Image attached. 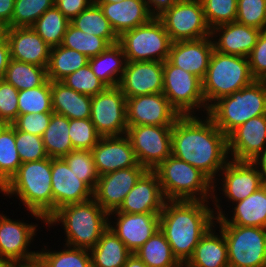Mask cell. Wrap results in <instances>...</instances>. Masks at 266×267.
<instances>
[{"label": "cell", "mask_w": 266, "mask_h": 267, "mask_svg": "<svg viewBox=\"0 0 266 267\" xmlns=\"http://www.w3.org/2000/svg\"><path fill=\"white\" fill-rule=\"evenodd\" d=\"M90 119L101 136L127 133L126 97L118 86L107 87L92 97Z\"/></svg>", "instance_id": "cell-13"}, {"label": "cell", "mask_w": 266, "mask_h": 267, "mask_svg": "<svg viewBox=\"0 0 266 267\" xmlns=\"http://www.w3.org/2000/svg\"><path fill=\"white\" fill-rule=\"evenodd\" d=\"M16 264L17 263L9 259L0 258V267H15Z\"/></svg>", "instance_id": "cell-60"}, {"label": "cell", "mask_w": 266, "mask_h": 267, "mask_svg": "<svg viewBox=\"0 0 266 267\" xmlns=\"http://www.w3.org/2000/svg\"><path fill=\"white\" fill-rule=\"evenodd\" d=\"M129 137L138 163L147 170H154L171 156L172 126H128Z\"/></svg>", "instance_id": "cell-12"}, {"label": "cell", "mask_w": 266, "mask_h": 267, "mask_svg": "<svg viewBox=\"0 0 266 267\" xmlns=\"http://www.w3.org/2000/svg\"><path fill=\"white\" fill-rule=\"evenodd\" d=\"M146 171L145 167H130L101 175L93 190V199L108 214L116 211Z\"/></svg>", "instance_id": "cell-18"}, {"label": "cell", "mask_w": 266, "mask_h": 267, "mask_svg": "<svg viewBox=\"0 0 266 267\" xmlns=\"http://www.w3.org/2000/svg\"><path fill=\"white\" fill-rule=\"evenodd\" d=\"M204 15L211 30L218 25L231 23L237 17V0H201Z\"/></svg>", "instance_id": "cell-46"}, {"label": "cell", "mask_w": 266, "mask_h": 267, "mask_svg": "<svg viewBox=\"0 0 266 267\" xmlns=\"http://www.w3.org/2000/svg\"><path fill=\"white\" fill-rule=\"evenodd\" d=\"M122 0H92V3L95 5H100V4H107V3H116Z\"/></svg>", "instance_id": "cell-63"}, {"label": "cell", "mask_w": 266, "mask_h": 267, "mask_svg": "<svg viewBox=\"0 0 266 267\" xmlns=\"http://www.w3.org/2000/svg\"><path fill=\"white\" fill-rule=\"evenodd\" d=\"M7 26L0 21V42L6 38Z\"/></svg>", "instance_id": "cell-62"}, {"label": "cell", "mask_w": 266, "mask_h": 267, "mask_svg": "<svg viewBox=\"0 0 266 267\" xmlns=\"http://www.w3.org/2000/svg\"><path fill=\"white\" fill-rule=\"evenodd\" d=\"M108 216L109 214L92 198L82 203L60 207L46 220V227L63 225L66 234L65 245L90 250L108 228Z\"/></svg>", "instance_id": "cell-4"}, {"label": "cell", "mask_w": 266, "mask_h": 267, "mask_svg": "<svg viewBox=\"0 0 266 267\" xmlns=\"http://www.w3.org/2000/svg\"><path fill=\"white\" fill-rule=\"evenodd\" d=\"M123 267H148L135 253H132Z\"/></svg>", "instance_id": "cell-58"}, {"label": "cell", "mask_w": 266, "mask_h": 267, "mask_svg": "<svg viewBox=\"0 0 266 267\" xmlns=\"http://www.w3.org/2000/svg\"><path fill=\"white\" fill-rule=\"evenodd\" d=\"M251 162L256 166L263 179L266 181V148L253 158Z\"/></svg>", "instance_id": "cell-57"}, {"label": "cell", "mask_w": 266, "mask_h": 267, "mask_svg": "<svg viewBox=\"0 0 266 267\" xmlns=\"http://www.w3.org/2000/svg\"><path fill=\"white\" fill-rule=\"evenodd\" d=\"M165 201L157 174L147 170L113 212L161 213Z\"/></svg>", "instance_id": "cell-25"}, {"label": "cell", "mask_w": 266, "mask_h": 267, "mask_svg": "<svg viewBox=\"0 0 266 267\" xmlns=\"http://www.w3.org/2000/svg\"><path fill=\"white\" fill-rule=\"evenodd\" d=\"M24 220H12L0 213V258L9 259L17 264L37 260L38 250L31 247L38 224L25 223Z\"/></svg>", "instance_id": "cell-14"}, {"label": "cell", "mask_w": 266, "mask_h": 267, "mask_svg": "<svg viewBox=\"0 0 266 267\" xmlns=\"http://www.w3.org/2000/svg\"><path fill=\"white\" fill-rule=\"evenodd\" d=\"M213 50L214 43L211 36L173 42L167 60L176 67L197 76L202 81L207 72Z\"/></svg>", "instance_id": "cell-24"}, {"label": "cell", "mask_w": 266, "mask_h": 267, "mask_svg": "<svg viewBox=\"0 0 266 267\" xmlns=\"http://www.w3.org/2000/svg\"><path fill=\"white\" fill-rule=\"evenodd\" d=\"M21 164L15 145V127L11 124L0 134V190L17 173Z\"/></svg>", "instance_id": "cell-40"}, {"label": "cell", "mask_w": 266, "mask_h": 267, "mask_svg": "<svg viewBox=\"0 0 266 267\" xmlns=\"http://www.w3.org/2000/svg\"><path fill=\"white\" fill-rule=\"evenodd\" d=\"M118 87L126 98L161 93L163 62L127 61Z\"/></svg>", "instance_id": "cell-20"}, {"label": "cell", "mask_w": 266, "mask_h": 267, "mask_svg": "<svg viewBox=\"0 0 266 267\" xmlns=\"http://www.w3.org/2000/svg\"><path fill=\"white\" fill-rule=\"evenodd\" d=\"M126 57L117 43L110 45L97 56L89 58L88 64L93 73L107 86L117 87L122 78Z\"/></svg>", "instance_id": "cell-31"}, {"label": "cell", "mask_w": 266, "mask_h": 267, "mask_svg": "<svg viewBox=\"0 0 266 267\" xmlns=\"http://www.w3.org/2000/svg\"><path fill=\"white\" fill-rule=\"evenodd\" d=\"M162 93L180 116L195 115L196 111L200 113V110L203 113L205 111V115L208 113L209 108L202 92V81L168 60L163 62Z\"/></svg>", "instance_id": "cell-9"}, {"label": "cell", "mask_w": 266, "mask_h": 267, "mask_svg": "<svg viewBox=\"0 0 266 267\" xmlns=\"http://www.w3.org/2000/svg\"><path fill=\"white\" fill-rule=\"evenodd\" d=\"M127 125L173 126L180 114L161 93L126 98Z\"/></svg>", "instance_id": "cell-16"}, {"label": "cell", "mask_w": 266, "mask_h": 267, "mask_svg": "<svg viewBox=\"0 0 266 267\" xmlns=\"http://www.w3.org/2000/svg\"><path fill=\"white\" fill-rule=\"evenodd\" d=\"M10 60V46L7 38H5L2 42H0V80H3Z\"/></svg>", "instance_id": "cell-55"}, {"label": "cell", "mask_w": 266, "mask_h": 267, "mask_svg": "<svg viewBox=\"0 0 266 267\" xmlns=\"http://www.w3.org/2000/svg\"><path fill=\"white\" fill-rule=\"evenodd\" d=\"M216 229L214 224L201 237L192 257L186 263L188 267H229L223 231L219 228L218 234Z\"/></svg>", "instance_id": "cell-29"}, {"label": "cell", "mask_w": 266, "mask_h": 267, "mask_svg": "<svg viewBox=\"0 0 266 267\" xmlns=\"http://www.w3.org/2000/svg\"><path fill=\"white\" fill-rule=\"evenodd\" d=\"M207 115L226 136L249 119L266 115V81L255 80L219 98L209 107Z\"/></svg>", "instance_id": "cell-5"}, {"label": "cell", "mask_w": 266, "mask_h": 267, "mask_svg": "<svg viewBox=\"0 0 266 267\" xmlns=\"http://www.w3.org/2000/svg\"><path fill=\"white\" fill-rule=\"evenodd\" d=\"M197 116H180L175 121L171 155L199 169L214 183L230 157L227 136L207 114Z\"/></svg>", "instance_id": "cell-1"}, {"label": "cell", "mask_w": 266, "mask_h": 267, "mask_svg": "<svg viewBox=\"0 0 266 267\" xmlns=\"http://www.w3.org/2000/svg\"><path fill=\"white\" fill-rule=\"evenodd\" d=\"M53 213L60 207L93 198V191L71 171L63 158H51Z\"/></svg>", "instance_id": "cell-22"}, {"label": "cell", "mask_w": 266, "mask_h": 267, "mask_svg": "<svg viewBox=\"0 0 266 267\" xmlns=\"http://www.w3.org/2000/svg\"><path fill=\"white\" fill-rule=\"evenodd\" d=\"M3 80L18 91L40 87L47 80V68L11 59Z\"/></svg>", "instance_id": "cell-36"}, {"label": "cell", "mask_w": 266, "mask_h": 267, "mask_svg": "<svg viewBox=\"0 0 266 267\" xmlns=\"http://www.w3.org/2000/svg\"><path fill=\"white\" fill-rule=\"evenodd\" d=\"M11 59L48 67L51 47L32 27L7 28Z\"/></svg>", "instance_id": "cell-26"}, {"label": "cell", "mask_w": 266, "mask_h": 267, "mask_svg": "<svg viewBox=\"0 0 266 267\" xmlns=\"http://www.w3.org/2000/svg\"><path fill=\"white\" fill-rule=\"evenodd\" d=\"M254 81L248 57L223 54L214 49L202 79V92L207 107Z\"/></svg>", "instance_id": "cell-7"}, {"label": "cell", "mask_w": 266, "mask_h": 267, "mask_svg": "<svg viewBox=\"0 0 266 267\" xmlns=\"http://www.w3.org/2000/svg\"><path fill=\"white\" fill-rule=\"evenodd\" d=\"M11 126V123H9L5 118L0 116V134L4 132L7 128Z\"/></svg>", "instance_id": "cell-59"}, {"label": "cell", "mask_w": 266, "mask_h": 267, "mask_svg": "<svg viewBox=\"0 0 266 267\" xmlns=\"http://www.w3.org/2000/svg\"><path fill=\"white\" fill-rule=\"evenodd\" d=\"M126 61H160L168 59L172 41L159 18L132 30L123 32L118 37Z\"/></svg>", "instance_id": "cell-8"}, {"label": "cell", "mask_w": 266, "mask_h": 267, "mask_svg": "<svg viewBox=\"0 0 266 267\" xmlns=\"http://www.w3.org/2000/svg\"><path fill=\"white\" fill-rule=\"evenodd\" d=\"M58 10L71 21L92 4V0H54Z\"/></svg>", "instance_id": "cell-53"}, {"label": "cell", "mask_w": 266, "mask_h": 267, "mask_svg": "<svg viewBox=\"0 0 266 267\" xmlns=\"http://www.w3.org/2000/svg\"><path fill=\"white\" fill-rule=\"evenodd\" d=\"M43 112H53L49 79L40 87L20 90L18 93V115Z\"/></svg>", "instance_id": "cell-42"}, {"label": "cell", "mask_w": 266, "mask_h": 267, "mask_svg": "<svg viewBox=\"0 0 266 267\" xmlns=\"http://www.w3.org/2000/svg\"><path fill=\"white\" fill-rule=\"evenodd\" d=\"M70 23L84 33L104 38L110 45L118 43V36L98 5L92 3Z\"/></svg>", "instance_id": "cell-37"}, {"label": "cell", "mask_w": 266, "mask_h": 267, "mask_svg": "<svg viewBox=\"0 0 266 267\" xmlns=\"http://www.w3.org/2000/svg\"><path fill=\"white\" fill-rule=\"evenodd\" d=\"M153 171L165 200L212 201L213 182L189 163L171 155Z\"/></svg>", "instance_id": "cell-6"}, {"label": "cell", "mask_w": 266, "mask_h": 267, "mask_svg": "<svg viewBox=\"0 0 266 267\" xmlns=\"http://www.w3.org/2000/svg\"><path fill=\"white\" fill-rule=\"evenodd\" d=\"M18 93L13 85L0 80V116L11 124L18 117Z\"/></svg>", "instance_id": "cell-51"}, {"label": "cell", "mask_w": 266, "mask_h": 267, "mask_svg": "<svg viewBox=\"0 0 266 267\" xmlns=\"http://www.w3.org/2000/svg\"><path fill=\"white\" fill-rule=\"evenodd\" d=\"M92 97L76 92L61 81H51V102L55 114L68 119H88Z\"/></svg>", "instance_id": "cell-30"}, {"label": "cell", "mask_w": 266, "mask_h": 267, "mask_svg": "<svg viewBox=\"0 0 266 267\" xmlns=\"http://www.w3.org/2000/svg\"><path fill=\"white\" fill-rule=\"evenodd\" d=\"M61 82L76 92L90 97L103 92L107 88V86L93 73L89 64L79 68L74 73L67 75Z\"/></svg>", "instance_id": "cell-45"}, {"label": "cell", "mask_w": 266, "mask_h": 267, "mask_svg": "<svg viewBox=\"0 0 266 267\" xmlns=\"http://www.w3.org/2000/svg\"><path fill=\"white\" fill-rule=\"evenodd\" d=\"M69 136L74 149L89 150L102 137L95 129L91 119H69Z\"/></svg>", "instance_id": "cell-47"}, {"label": "cell", "mask_w": 266, "mask_h": 267, "mask_svg": "<svg viewBox=\"0 0 266 267\" xmlns=\"http://www.w3.org/2000/svg\"><path fill=\"white\" fill-rule=\"evenodd\" d=\"M63 159L71 171L93 191L100 175L94 163L92 152L89 150L73 149Z\"/></svg>", "instance_id": "cell-43"}, {"label": "cell", "mask_w": 266, "mask_h": 267, "mask_svg": "<svg viewBox=\"0 0 266 267\" xmlns=\"http://www.w3.org/2000/svg\"><path fill=\"white\" fill-rule=\"evenodd\" d=\"M261 31L234 21L215 26L211 30V37L214 49L218 52L248 57L256 45Z\"/></svg>", "instance_id": "cell-27"}, {"label": "cell", "mask_w": 266, "mask_h": 267, "mask_svg": "<svg viewBox=\"0 0 266 267\" xmlns=\"http://www.w3.org/2000/svg\"><path fill=\"white\" fill-rule=\"evenodd\" d=\"M158 18L172 43L211 36L201 0H178Z\"/></svg>", "instance_id": "cell-11"}, {"label": "cell", "mask_w": 266, "mask_h": 267, "mask_svg": "<svg viewBox=\"0 0 266 267\" xmlns=\"http://www.w3.org/2000/svg\"><path fill=\"white\" fill-rule=\"evenodd\" d=\"M215 226L223 231L229 267H266V228Z\"/></svg>", "instance_id": "cell-10"}, {"label": "cell", "mask_w": 266, "mask_h": 267, "mask_svg": "<svg viewBox=\"0 0 266 267\" xmlns=\"http://www.w3.org/2000/svg\"><path fill=\"white\" fill-rule=\"evenodd\" d=\"M99 7L118 37L123 32L139 27L153 18L145 0H122L100 4Z\"/></svg>", "instance_id": "cell-28"}, {"label": "cell", "mask_w": 266, "mask_h": 267, "mask_svg": "<svg viewBox=\"0 0 266 267\" xmlns=\"http://www.w3.org/2000/svg\"><path fill=\"white\" fill-rule=\"evenodd\" d=\"M179 267H188L186 264H181Z\"/></svg>", "instance_id": "cell-64"}, {"label": "cell", "mask_w": 266, "mask_h": 267, "mask_svg": "<svg viewBox=\"0 0 266 267\" xmlns=\"http://www.w3.org/2000/svg\"><path fill=\"white\" fill-rule=\"evenodd\" d=\"M134 253L148 267H179L181 265L160 229Z\"/></svg>", "instance_id": "cell-35"}, {"label": "cell", "mask_w": 266, "mask_h": 267, "mask_svg": "<svg viewBox=\"0 0 266 267\" xmlns=\"http://www.w3.org/2000/svg\"><path fill=\"white\" fill-rule=\"evenodd\" d=\"M15 267H43L38 260L34 261V262H30V263H20V264H16Z\"/></svg>", "instance_id": "cell-61"}, {"label": "cell", "mask_w": 266, "mask_h": 267, "mask_svg": "<svg viewBox=\"0 0 266 267\" xmlns=\"http://www.w3.org/2000/svg\"><path fill=\"white\" fill-rule=\"evenodd\" d=\"M89 251L92 267H123L132 254L109 227Z\"/></svg>", "instance_id": "cell-32"}, {"label": "cell", "mask_w": 266, "mask_h": 267, "mask_svg": "<svg viewBox=\"0 0 266 267\" xmlns=\"http://www.w3.org/2000/svg\"><path fill=\"white\" fill-rule=\"evenodd\" d=\"M248 60L254 79L266 81V30L261 31Z\"/></svg>", "instance_id": "cell-52"}, {"label": "cell", "mask_w": 266, "mask_h": 267, "mask_svg": "<svg viewBox=\"0 0 266 267\" xmlns=\"http://www.w3.org/2000/svg\"><path fill=\"white\" fill-rule=\"evenodd\" d=\"M217 190L213 189L215 195L212 198L216 209H213L216 224L266 228V183L247 198L233 203L234 207L231 205L233 216L230 219L221 208L223 206L220 204L221 199L216 195Z\"/></svg>", "instance_id": "cell-19"}, {"label": "cell", "mask_w": 266, "mask_h": 267, "mask_svg": "<svg viewBox=\"0 0 266 267\" xmlns=\"http://www.w3.org/2000/svg\"><path fill=\"white\" fill-rule=\"evenodd\" d=\"M42 139L50 158H63L69 154L74 149L69 136V119L53 113Z\"/></svg>", "instance_id": "cell-34"}, {"label": "cell", "mask_w": 266, "mask_h": 267, "mask_svg": "<svg viewBox=\"0 0 266 267\" xmlns=\"http://www.w3.org/2000/svg\"><path fill=\"white\" fill-rule=\"evenodd\" d=\"M177 1L178 0H145L149 12L156 18L171 8Z\"/></svg>", "instance_id": "cell-54"}, {"label": "cell", "mask_w": 266, "mask_h": 267, "mask_svg": "<svg viewBox=\"0 0 266 267\" xmlns=\"http://www.w3.org/2000/svg\"><path fill=\"white\" fill-rule=\"evenodd\" d=\"M70 21L54 5L46 10L31 26L50 46L62 45Z\"/></svg>", "instance_id": "cell-39"}, {"label": "cell", "mask_w": 266, "mask_h": 267, "mask_svg": "<svg viewBox=\"0 0 266 267\" xmlns=\"http://www.w3.org/2000/svg\"><path fill=\"white\" fill-rule=\"evenodd\" d=\"M222 182L213 183V189L218 188L220 190L221 185L223 196H225L229 203H236L241 201L253 192L262 187L266 181L263 179L261 173L251 161H235L229 159L224 168L220 171L219 176ZM217 184V185H216ZM232 201V202H231Z\"/></svg>", "instance_id": "cell-15"}, {"label": "cell", "mask_w": 266, "mask_h": 267, "mask_svg": "<svg viewBox=\"0 0 266 267\" xmlns=\"http://www.w3.org/2000/svg\"><path fill=\"white\" fill-rule=\"evenodd\" d=\"M15 145L22 163L48 158L43 139L15 128Z\"/></svg>", "instance_id": "cell-48"}, {"label": "cell", "mask_w": 266, "mask_h": 267, "mask_svg": "<svg viewBox=\"0 0 266 267\" xmlns=\"http://www.w3.org/2000/svg\"><path fill=\"white\" fill-rule=\"evenodd\" d=\"M62 46L74 49L91 58L105 51L110 44L104 38L84 33L70 23L64 35Z\"/></svg>", "instance_id": "cell-41"}, {"label": "cell", "mask_w": 266, "mask_h": 267, "mask_svg": "<svg viewBox=\"0 0 266 267\" xmlns=\"http://www.w3.org/2000/svg\"><path fill=\"white\" fill-rule=\"evenodd\" d=\"M108 219V227L134 253L159 229L160 213L110 212Z\"/></svg>", "instance_id": "cell-17"}, {"label": "cell", "mask_w": 266, "mask_h": 267, "mask_svg": "<svg viewBox=\"0 0 266 267\" xmlns=\"http://www.w3.org/2000/svg\"><path fill=\"white\" fill-rule=\"evenodd\" d=\"M89 58L62 45L51 47L47 77L50 81H61L67 75L88 64Z\"/></svg>", "instance_id": "cell-33"}, {"label": "cell", "mask_w": 266, "mask_h": 267, "mask_svg": "<svg viewBox=\"0 0 266 267\" xmlns=\"http://www.w3.org/2000/svg\"><path fill=\"white\" fill-rule=\"evenodd\" d=\"M15 0H0V21L6 26L11 23Z\"/></svg>", "instance_id": "cell-56"}, {"label": "cell", "mask_w": 266, "mask_h": 267, "mask_svg": "<svg viewBox=\"0 0 266 267\" xmlns=\"http://www.w3.org/2000/svg\"><path fill=\"white\" fill-rule=\"evenodd\" d=\"M54 0H15L11 23L7 28L31 27L49 8Z\"/></svg>", "instance_id": "cell-44"}, {"label": "cell", "mask_w": 266, "mask_h": 267, "mask_svg": "<svg viewBox=\"0 0 266 267\" xmlns=\"http://www.w3.org/2000/svg\"><path fill=\"white\" fill-rule=\"evenodd\" d=\"M99 175L130 167H144L138 163L129 137L102 136L91 149Z\"/></svg>", "instance_id": "cell-21"}, {"label": "cell", "mask_w": 266, "mask_h": 267, "mask_svg": "<svg viewBox=\"0 0 266 267\" xmlns=\"http://www.w3.org/2000/svg\"><path fill=\"white\" fill-rule=\"evenodd\" d=\"M0 193L19 198L31 216L46 226V220L53 214L51 158L22 163Z\"/></svg>", "instance_id": "cell-3"}, {"label": "cell", "mask_w": 266, "mask_h": 267, "mask_svg": "<svg viewBox=\"0 0 266 267\" xmlns=\"http://www.w3.org/2000/svg\"><path fill=\"white\" fill-rule=\"evenodd\" d=\"M229 159L251 161L266 148V115L254 117L234 129L228 136Z\"/></svg>", "instance_id": "cell-23"}, {"label": "cell", "mask_w": 266, "mask_h": 267, "mask_svg": "<svg viewBox=\"0 0 266 267\" xmlns=\"http://www.w3.org/2000/svg\"><path fill=\"white\" fill-rule=\"evenodd\" d=\"M53 113L54 112H43L18 115L12 125L19 131L42 137Z\"/></svg>", "instance_id": "cell-50"}, {"label": "cell", "mask_w": 266, "mask_h": 267, "mask_svg": "<svg viewBox=\"0 0 266 267\" xmlns=\"http://www.w3.org/2000/svg\"><path fill=\"white\" fill-rule=\"evenodd\" d=\"M210 201L166 200L159 229L181 264L192 257L201 237L215 224Z\"/></svg>", "instance_id": "cell-2"}, {"label": "cell", "mask_w": 266, "mask_h": 267, "mask_svg": "<svg viewBox=\"0 0 266 267\" xmlns=\"http://www.w3.org/2000/svg\"><path fill=\"white\" fill-rule=\"evenodd\" d=\"M236 22L266 30V0H237Z\"/></svg>", "instance_id": "cell-49"}, {"label": "cell", "mask_w": 266, "mask_h": 267, "mask_svg": "<svg viewBox=\"0 0 266 267\" xmlns=\"http://www.w3.org/2000/svg\"><path fill=\"white\" fill-rule=\"evenodd\" d=\"M60 251H50L42 248L38 250V262L43 267H92L91 254L88 249L63 246Z\"/></svg>", "instance_id": "cell-38"}]
</instances>
